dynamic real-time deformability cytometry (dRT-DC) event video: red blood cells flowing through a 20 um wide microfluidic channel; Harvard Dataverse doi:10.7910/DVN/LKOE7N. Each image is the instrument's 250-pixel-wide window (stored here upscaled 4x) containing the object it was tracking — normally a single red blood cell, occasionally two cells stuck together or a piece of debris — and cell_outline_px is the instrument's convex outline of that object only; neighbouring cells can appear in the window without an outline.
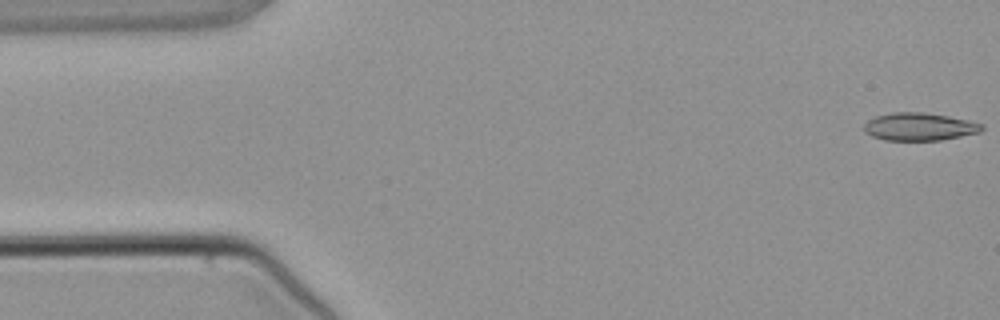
{"species": "common noctule bat (a hibernating species)", "species_latin": "Nyctalus noctula", "temperature_condition": "warm", "stored_images_in_passage": 5, "camera_frame_rate_fps": 3000, "um_per_image_px": 0.085, "animal": {"sex": "male", "body_mass_g": 21.5, "forearm_length_mm": 52.0}, "frame": {"image": 1, "passage_image": 1, "time_ms": 0.0, "image_size_px": [1000, 320], "cell_outline_px": [[984, 128], [980, 132], [940, 140], [884, 140], [872, 136], [864, 132], [864, 124], [868, 120], [876, 116], [892, 112], [924, 112], [948, 116], [968, 120], [984, 124]], "centroid_in_image_um": [78.14, 10.76], "position_along_channel_um": 6.9, "area_um2": 19.07}}
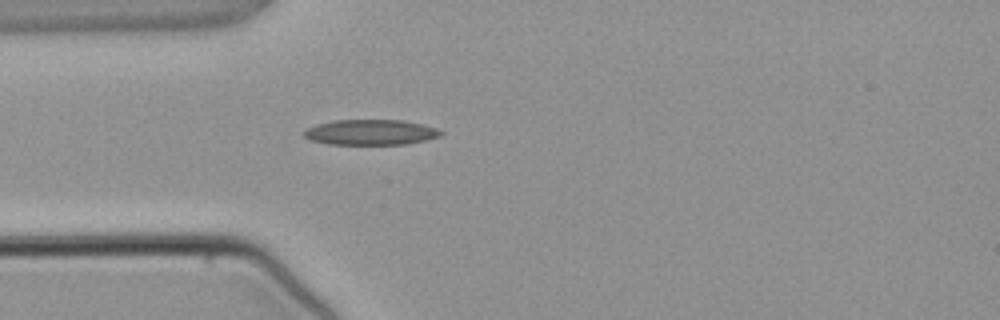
{"frame": {"image": 2, "passage_image": 4, "time_ms": 3.667, "image_size_px": [1000, 320], "cell_outline_px": [[444, 132], [440, 136], [408, 144], [328, 144], [312, 140], [304, 136], [304, 132], [308, 128], [316, 124], [336, 120], [404, 120], [436, 128]], "centroid_in_image_um": [31.52, 11.24], "position_along_channel_um": 53.5, "area_um2": 20.06}}